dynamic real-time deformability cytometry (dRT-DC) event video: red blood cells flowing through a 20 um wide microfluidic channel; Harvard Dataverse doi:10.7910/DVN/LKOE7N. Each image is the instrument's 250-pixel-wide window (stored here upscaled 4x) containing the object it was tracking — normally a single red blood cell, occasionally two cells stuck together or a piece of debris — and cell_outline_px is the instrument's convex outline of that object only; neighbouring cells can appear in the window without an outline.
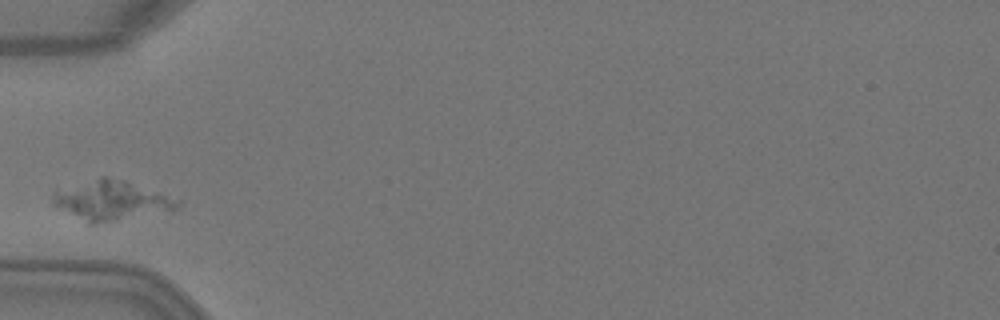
{"species": "Egyptian fruit bat (a non-hibernating species)", "species_latin": "Rousettus aegyptiacus", "temperature_condition": "warm", "stored_images_in_passage": 2, "camera_frame_rate_fps": 3000, "um_per_image_px": 0.085, "animal": {"sex": "female"}, "frame": {"image": 1, "passage_image": 2, "time_ms": 0.333, "image_size_px": [1000, 320], "cell_outline_px": [[184, 200], [176, 208], [96, 224], [88, 224], [56, 204], [52, 200], [52, 196], [56, 192], [100, 176], [104, 176], [124, 180]], "centroid_in_image_um": [9.52, 17.02], "position_along_channel_um": 75.5, "area_um2": 27.63}}